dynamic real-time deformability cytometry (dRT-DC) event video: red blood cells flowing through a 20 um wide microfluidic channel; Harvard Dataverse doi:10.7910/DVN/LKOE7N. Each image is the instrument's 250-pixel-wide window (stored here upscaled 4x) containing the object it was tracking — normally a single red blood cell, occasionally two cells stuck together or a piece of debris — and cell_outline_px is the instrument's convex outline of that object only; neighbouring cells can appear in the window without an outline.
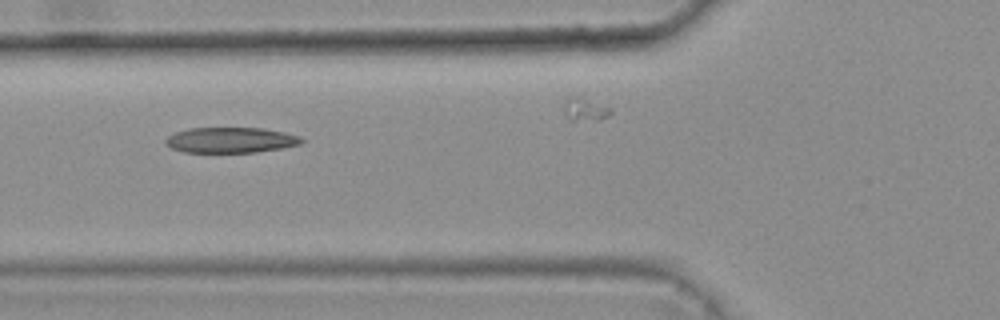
{"species": "common noctule bat (a hibernating species)", "species_latin": "Nyctalus noctula", "temperature_condition": "warm", "stored_images_in_passage": 7, "camera_frame_rate_fps": 3000, "um_per_image_px": 0.085, "animal": {"sex": "female", "body_mass_g": 25.1}, "frame": {"image": 1, "passage_image": 5, "time_ms": 1.333, "image_size_px": [1000, 320], "cell_outline_px": [[304, 140], [300, 144], [280, 148], [256, 152], [184, 152], [172, 148], [164, 144], [164, 140], [168, 136], [176, 132], [188, 128], [264, 128], [284, 132], [300, 136]], "centroid_in_image_um": [19.59, 11.9], "position_along_channel_um": 106.2, "area_um2": 20.17}}
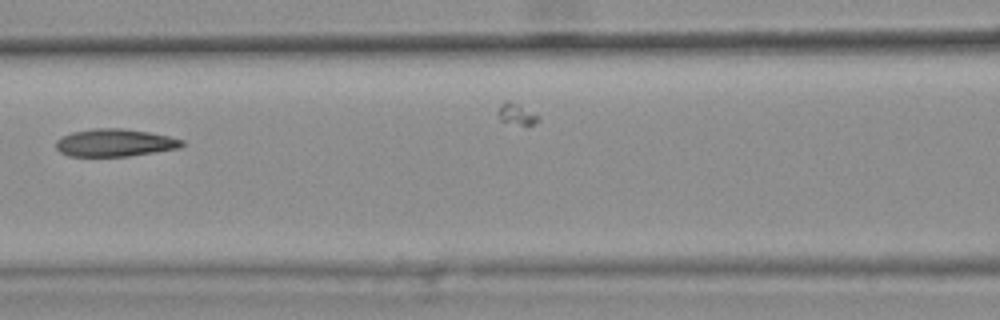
{"frame": {"image": 2, "passage_image": 6, "time_ms": 1.667, "image_size_px": [1000, 320], "cell_outline_px": [[184, 144], [180, 148], [128, 156], [68, 156], [60, 152], [56, 148], [56, 140], [60, 136], [72, 132], [92, 128], [120, 128], [148, 132], [168, 136], [184, 140]], "centroid_in_image_um": [9.73, 12.13], "position_along_channel_um": 156.9, "area_um2": 20.29}}